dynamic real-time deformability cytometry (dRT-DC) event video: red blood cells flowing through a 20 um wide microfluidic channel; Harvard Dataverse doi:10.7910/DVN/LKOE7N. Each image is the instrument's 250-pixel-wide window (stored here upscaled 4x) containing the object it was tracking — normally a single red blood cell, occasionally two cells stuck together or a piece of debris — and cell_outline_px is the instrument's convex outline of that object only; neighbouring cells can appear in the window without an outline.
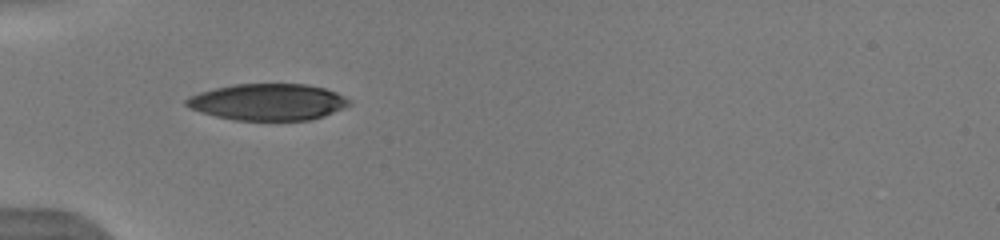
{"species": "human", "species_latin": "Homo sapiens", "temperature_condition": "warm", "stored_images_in_passage": 33, "camera_frame_rate_fps": 3000, "um_per_image_px": 0.085, "donor": {"sex": "male"}, "frame": {"image": 1, "passage_image": 1, "time_ms": 0.0, "image_size_px": [1000, 240], "cell_outline_px": [[352, 104], [324, 116], [312, 120], [232, 120], [200, 112], [188, 108], [184, 104], [184, 100], [188, 96], [200, 92], [232, 84], [308, 84], [324, 88], [336, 92], [352, 100]], "centroid_in_image_um": [22.77, 8.67], "position_along_channel_um": 62.2, "area_um2": 34.97}}
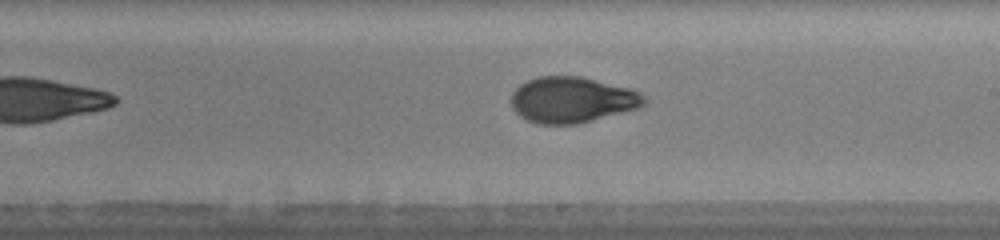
{"frame": {"image": 2, "passage_image": 15, "time_ms": 4.667, "image_size_px": [1000, 240], "cell_outline_px": [[648, 100], [640, 108], [576, 124], [540, 124], [528, 120], [520, 116], [512, 108], [512, 92], [520, 84], [528, 80], [540, 76], [580, 76], [632, 88], [648, 96]], "centroid_in_image_um": [48.68, 8.47], "position_along_channel_um": 240.3, "area_um2": 35.78}, "authors_computed_cell_mechanics": {"area_um2": 35.2002, "velocity_mm_per_s": 3.9608, "shape_relaxation_time_tau1_ms": 4.7883, "shape_relaxation_time_tau2_ms": 1.2337, "deformation_change_tau1": 0.2185, "deformation_change_tau2": 0.0598}}